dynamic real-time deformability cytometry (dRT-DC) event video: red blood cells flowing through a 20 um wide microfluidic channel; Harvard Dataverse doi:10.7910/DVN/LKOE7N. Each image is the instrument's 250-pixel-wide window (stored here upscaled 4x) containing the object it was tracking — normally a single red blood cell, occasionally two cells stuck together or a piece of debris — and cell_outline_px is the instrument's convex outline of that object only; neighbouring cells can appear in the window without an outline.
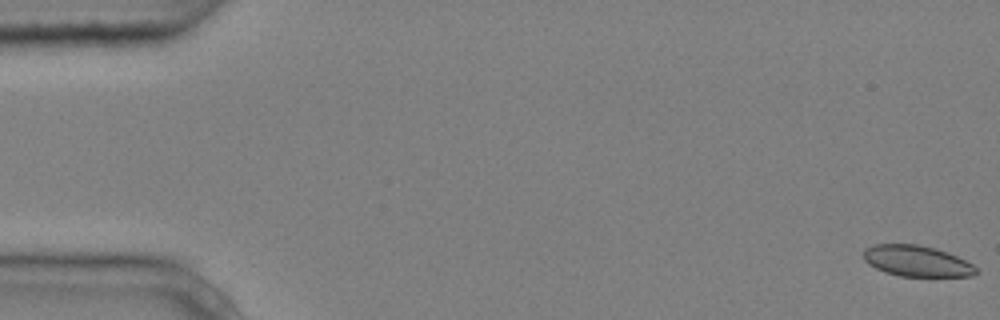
{"species": "common noctule bat (a hibernating species)", "species_latin": "Nyctalus noctula", "temperature_condition": "cold", "stored_images_in_passage": 5, "camera_frame_rate_fps": 3000, "um_per_image_px": 0.085, "animal": {"sex": "male", "body_mass_g": 20.4}, "frame": {"image": 1, "passage_image": 1, "time_ms": 0.0, "image_size_px": [1000, 320], "cell_outline_px": [[980, 272], [972, 276], [900, 276], [884, 272], [868, 264], [864, 260], [864, 248], [872, 244], [916, 244], [936, 248], [948, 252], [972, 264]], "centroid_in_image_um": [77.91, 22.18], "position_along_channel_um": 7.1, "area_um2": 20.4}}